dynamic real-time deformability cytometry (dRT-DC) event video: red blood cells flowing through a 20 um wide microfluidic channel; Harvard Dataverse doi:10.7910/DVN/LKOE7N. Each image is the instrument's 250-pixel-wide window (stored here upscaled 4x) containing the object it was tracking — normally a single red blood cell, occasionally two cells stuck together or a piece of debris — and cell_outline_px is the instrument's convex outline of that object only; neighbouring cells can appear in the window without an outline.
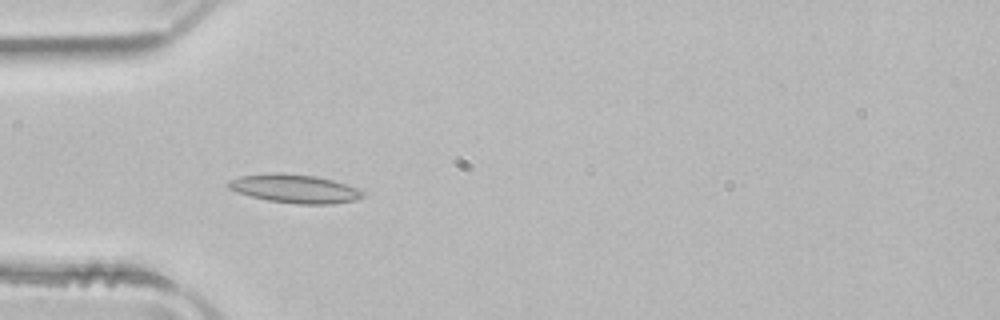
{"species": "common noctule bat (a hibernating species)", "species_latin": "Nyctalus noctula", "temperature_condition": "room temperature", "stored_images_in_passage": 8, "camera_frame_rate_fps": 3000, "um_per_image_px": 0.085, "animal": {"sex": "male", "body_mass_g": 21.5, "forearm_length_mm": 52.0}, "frame": {"image": 1, "passage_image": 4, "time_ms": 1.0, "image_size_px": [1000, 320], "cell_outline_px": [[364, 196], [356, 200], [332, 204], [296, 204], [268, 200], [236, 192], [228, 188], [228, 180], [240, 176], [280, 172], [316, 176], [332, 180], [356, 188], [364, 192]], "centroid_in_image_um": [25.04, 16.04], "position_along_channel_um": 60.0, "area_um2": 22.25}}